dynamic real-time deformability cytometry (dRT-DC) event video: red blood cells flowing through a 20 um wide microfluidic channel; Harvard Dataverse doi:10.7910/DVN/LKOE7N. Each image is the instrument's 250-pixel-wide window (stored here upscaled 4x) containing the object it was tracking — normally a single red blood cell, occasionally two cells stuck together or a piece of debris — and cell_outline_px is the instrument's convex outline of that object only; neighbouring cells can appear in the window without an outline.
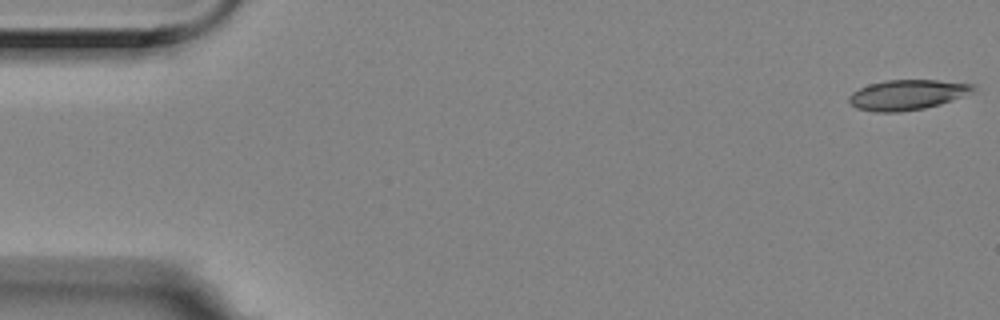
{"species": "Egyptian fruit bat (a non-hibernating species)", "species_latin": "Rousettus aegyptiacus", "temperature_condition": "room temperature", "stored_images_in_passage": 5, "segment_of_instrument_passage": [1, 2], "camera_frame_rate_fps": 3000, "um_per_image_px": 0.085, "animal": {"sex": "female"}, "frame": {"image": 1, "passage_image": 1, "time_ms": 0.0, "image_size_px": [1000, 320], "cell_outline_px": [[976, 92], [940, 104], [924, 108], [900, 112], [876, 112], [856, 108], [848, 100], [848, 96], [852, 92], [868, 84], [884, 80], [936, 80], [976, 84]], "centroid_in_image_um": [77.15, 8.05], "position_along_channel_um": 7.9, "area_um2": 22.02}}